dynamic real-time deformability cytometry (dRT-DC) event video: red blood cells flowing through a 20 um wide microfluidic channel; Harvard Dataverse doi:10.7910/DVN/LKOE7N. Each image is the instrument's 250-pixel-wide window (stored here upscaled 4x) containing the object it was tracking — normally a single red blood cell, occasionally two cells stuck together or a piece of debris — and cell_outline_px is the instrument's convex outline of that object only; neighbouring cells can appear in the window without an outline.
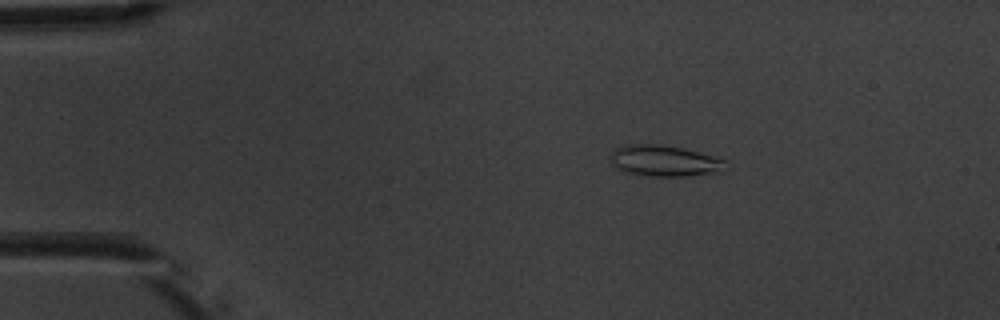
{"species": "common noctule bat (a hibernating species)", "species_latin": "Nyctalus noctula", "temperature_condition": "warm", "stored_images_in_passage": 4, "camera_frame_rate_fps": 3000, "um_per_image_px": 0.085, "animal": {"sex": "male", "body_mass_g": 20.1, "forearm_length_mm": 53.5}, "frame": {"image": 1, "passage_image": 3, "time_ms": 2.333, "image_size_px": [1000, 320], "cell_outline_px": [[724, 160], [720, 172], [684, 176], [652, 176], [624, 172], [616, 168], [612, 164], [612, 152], [616, 148], [624, 144], [660, 144], [684, 148], [712, 156]], "centroid_in_image_um": [56.4, 13.66], "position_along_channel_um": 28.6, "area_um2": 20.58}}